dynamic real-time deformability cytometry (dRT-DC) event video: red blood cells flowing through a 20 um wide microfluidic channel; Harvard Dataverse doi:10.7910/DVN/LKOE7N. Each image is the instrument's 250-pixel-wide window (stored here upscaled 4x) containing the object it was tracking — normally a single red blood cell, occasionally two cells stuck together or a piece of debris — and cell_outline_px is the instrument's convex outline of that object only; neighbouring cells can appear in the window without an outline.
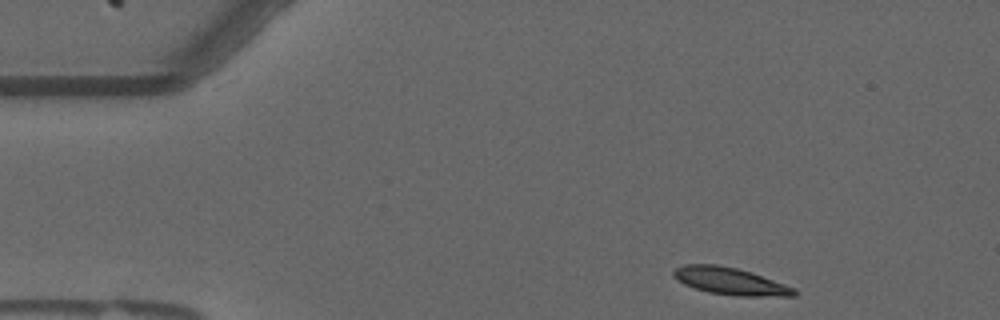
{"species": "common noctule bat (a hibernating species)", "species_latin": "Nyctalus noctula", "temperature_condition": "warm", "stored_images_in_passage": 49, "camera_frame_rate_fps": 3000, "um_per_image_px": 0.085, "animal": {"sex": "male", "forearm_length_mm": 52.5}, "frame": {"image": 1, "passage_image": 1, "time_ms": 0.0, "image_size_px": [1000, 320], "cell_outline_px": [[796, 296], [736, 296], [708, 292], [684, 284], [676, 280], [672, 276], [672, 272], [676, 268], [684, 264], [716, 264], [736, 268], [752, 272], [796, 288]], "centroid_in_image_um": [62.06, 23.89], "position_along_channel_um": 22.9, "area_um2": 19.19}}
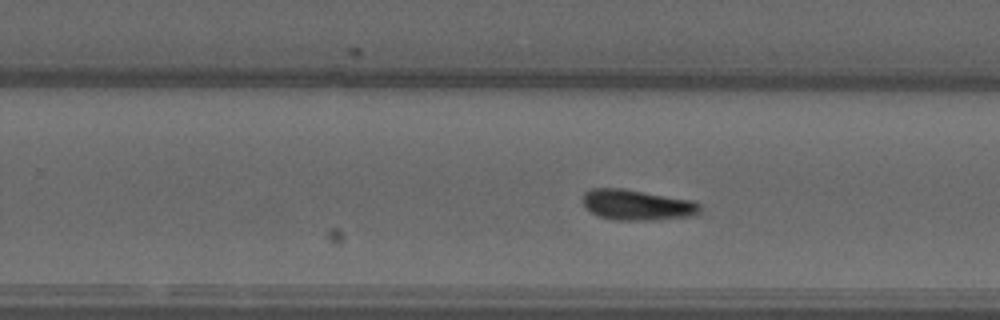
{"frame": {"image": 2, "passage_image": 28, "time_ms": 9.0, "image_size_px": [1000, 320], "cell_outline_px": [[700, 212], [696, 216], [652, 220], [612, 220], [600, 216], [584, 208], [580, 200], [584, 192], [592, 188], [620, 188], [692, 200], [700, 204]], "centroid_in_image_um": [54.11, 17.42], "position_along_channel_um": 275.7, "area_um2": 21.1}}
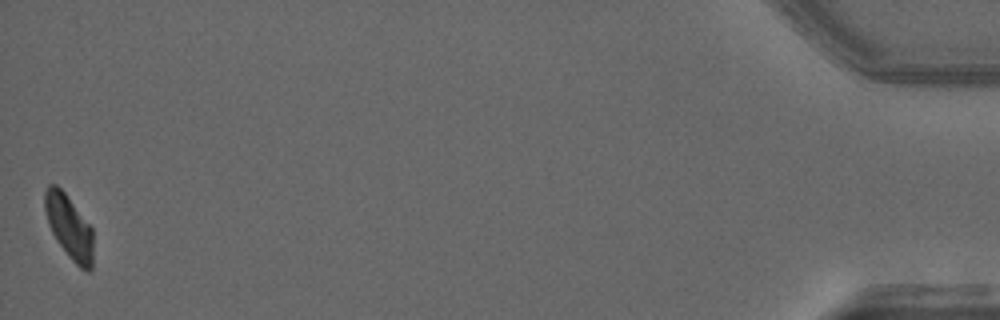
{"frame": {"image": 3, "passage_image": 49, "time_ms": 16.0, "image_size_px": [1000, 320], "cell_outline_px": [[92, 268], [88, 272], [80, 268], [68, 256], [56, 240], [48, 224], [44, 208], [44, 192], [48, 184], [56, 184], [64, 192], [92, 228]], "centroid_in_image_um": [5.85, 19.28], "position_along_channel_um": 429.4, "area_um2": 17.86}, "authors_computed_cell_mechanics": {"area_um2": 19.652, "velocity_mm_per_s": 3.6359, "shape_relaxation_time_tau1_ms": 3.7959, "shape_relaxation_time_tau2_ms": 10.343, "deformation_change_tau1": 0.1755, "deformation_change_tau2": 0.179}}